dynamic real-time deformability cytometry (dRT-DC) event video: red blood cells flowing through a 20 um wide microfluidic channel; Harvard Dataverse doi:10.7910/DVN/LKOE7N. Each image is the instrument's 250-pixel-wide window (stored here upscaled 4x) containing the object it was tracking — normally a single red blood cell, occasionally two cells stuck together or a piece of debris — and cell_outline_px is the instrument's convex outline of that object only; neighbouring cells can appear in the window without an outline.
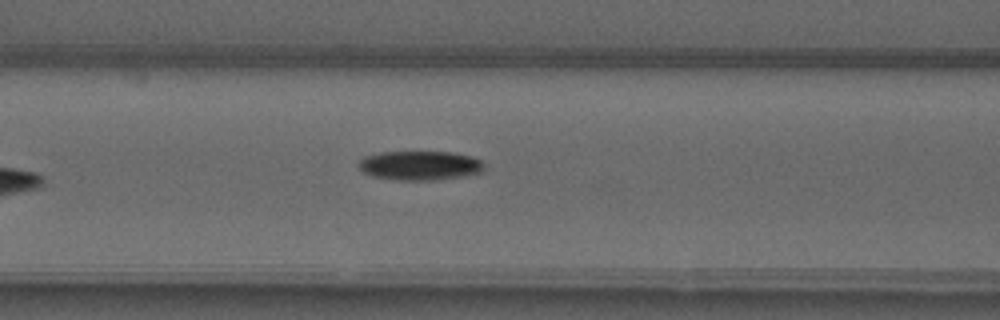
{"species": "common noctule bat (a hibernating species)", "species_latin": "Nyctalus noctula", "temperature_condition": "warm", "stored_images_in_passage": 6, "camera_frame_rate_fps": 3000, "um_per_image_px": 0.085, "animal": {"sex": "male", "forearm_length_mm": 52.5}, "frame": {"image": 1, "passage_image": 6, "time_ms": 6.0, "image_size_px": [1000, 320], "cell_outline_px": [[484, 172], [464, 176], [436, 180], [400, 180], [372, 176], [364, 172], [356, 164], [364, 156], [380, 152], [456, 152], [472, 156], [480, 160], [484, 164]], "centroid_in_image_um": [35.72, 14.06], "position_along_channel_um": 130.9, "area_um2": 21.62}}